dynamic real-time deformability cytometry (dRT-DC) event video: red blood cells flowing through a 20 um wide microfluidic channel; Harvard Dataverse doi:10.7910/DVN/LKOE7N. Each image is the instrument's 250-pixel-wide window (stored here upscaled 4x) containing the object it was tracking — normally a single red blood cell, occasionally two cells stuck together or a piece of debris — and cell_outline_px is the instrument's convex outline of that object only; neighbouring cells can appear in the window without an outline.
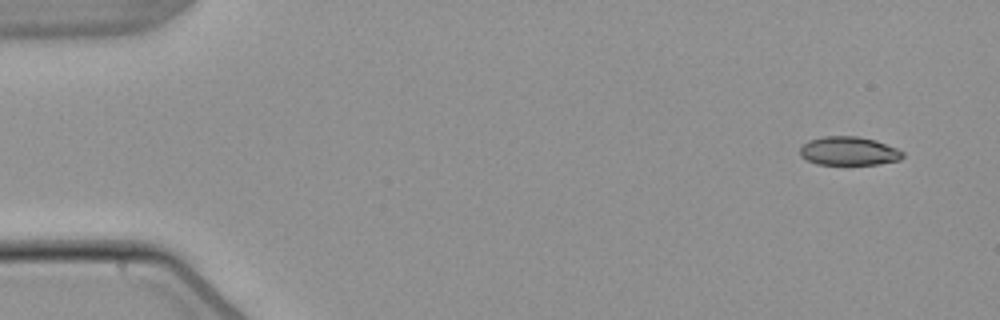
{"species": "common noctule bat (a hibernating species)", "species_latin": "Nyctalus noctula", "temperature_condition": "warm", "stored_images_in_passage": 5, "camera_frame_rate_fps": 3000, "um_per_image_px": 0.085, "animal": {"sex": "male", "body_mass_g": 21.5, "forearm_length_mm": 52.0}, "frame": {"image": 1, "passage_image": 1, "time_ms": 0.0, "image_size_px": [1000, 320], "cell_outline_px": [[904, 156], [900, 160], [880, 164], [816, 164], [800, 156], [800, 148], [808, 140], [824, 136], [856, 136], [876, 140], [896, 148], [904, 152]], "centroid_in_image_um": [72.16, 12.83], "position_along_channel_um": 12.8, "area_um2": 17.17}}